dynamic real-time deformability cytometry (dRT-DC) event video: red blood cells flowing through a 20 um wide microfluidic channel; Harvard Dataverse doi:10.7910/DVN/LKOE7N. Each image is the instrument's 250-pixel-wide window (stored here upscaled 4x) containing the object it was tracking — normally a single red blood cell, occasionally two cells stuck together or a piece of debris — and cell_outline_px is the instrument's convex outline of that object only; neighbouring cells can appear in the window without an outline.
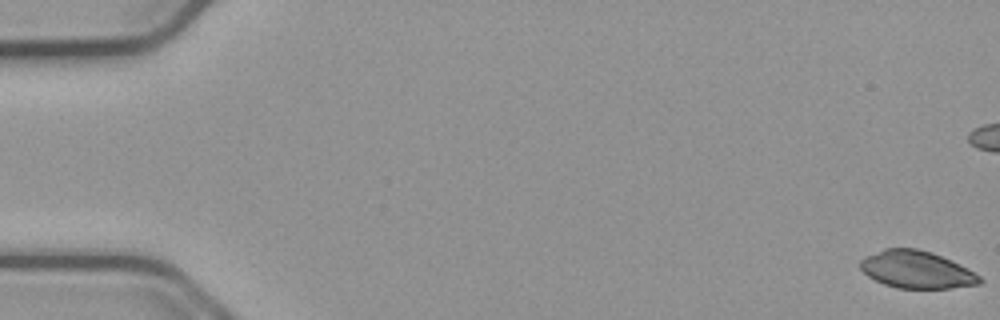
{"species": "common noctule bat (a hibernating species)", "species_latin": "Nyctalus noctula", "temperature_condition": "cold", "stored_images_in_passage": 57, "camera_frame_rate_fps": 3000, "um_per_image_px": 0.085, "animal": {"sex": "male", "body_mass_g": 23.1, "forearm_length_mm": 52.7}, "frame": {"image": 1, "passage_image": 1, "time_ms": 0.0, "image_size_px": [1000, 320], "cell_outline_px": [[984, 280], [980, 284], [952, 288], [896, 288], [884, 284], [868, 276], [860, 268], [860, 260], [864, 256], [884, 248], [916, 248], [932, 252], [968, 268], [980, 276]], "centroid_in_image_um": [77.91, 22.91], "position_along_channel_um": 7.1, "area_um2": 26.07}}
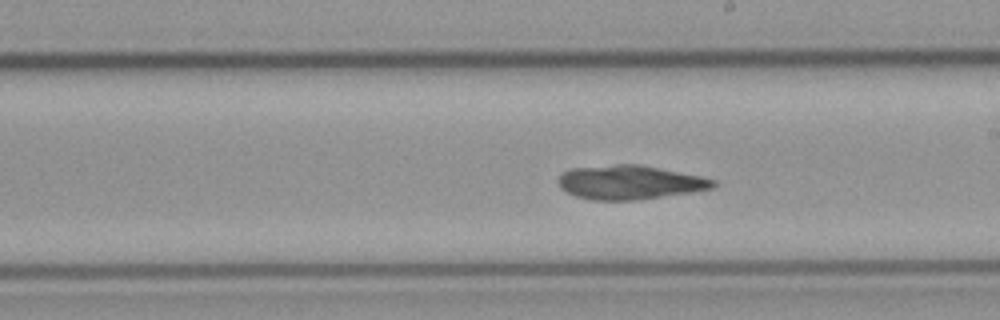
{"frame": {"image": 2, "passage_image": 32, "time_ms": 10.333, "image_size_px": [1000, 320], "cell_outline_px": [[716, 184], [712, 188], [692, 192], [636, 200], [592, 200], [576, 196], [560, 188], [556, 180], [560, 172], [572, 168], [616, 164], [636, 164], [700, 176], [716, 180]], "centroid_in_image_um": [53.46, 15.5], "position_along_channel_um": 235.5, "area_um2": 30.63}}
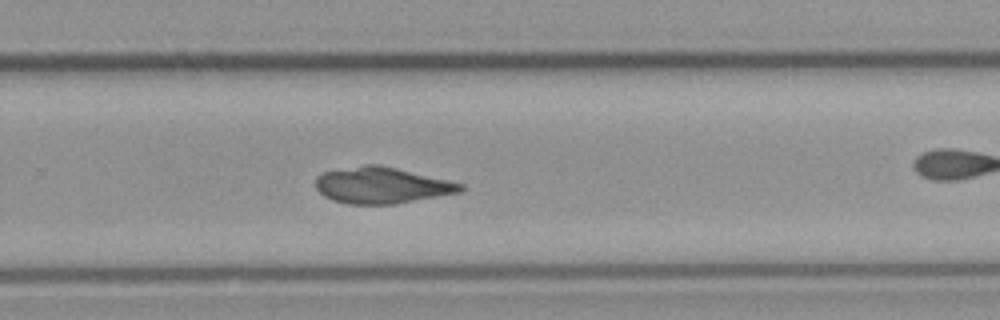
{"frame": {"image": 3, "passage_image": 37, "time_ms": 12.0, "image_size_px": [1000, 320], "cell_outline_px": [[464, 188], [460, 192], [396, 204], [348, 204], [332, 200], [324, 196], [316, 188], [316, 176], [324, 172], [364, 164], [380, 164], [448, 180], [464, 184]], "centroid_in_image_um": [32.44, 15.75], "position_along_channel_um": 297.4, "area_um2": 30.58}}